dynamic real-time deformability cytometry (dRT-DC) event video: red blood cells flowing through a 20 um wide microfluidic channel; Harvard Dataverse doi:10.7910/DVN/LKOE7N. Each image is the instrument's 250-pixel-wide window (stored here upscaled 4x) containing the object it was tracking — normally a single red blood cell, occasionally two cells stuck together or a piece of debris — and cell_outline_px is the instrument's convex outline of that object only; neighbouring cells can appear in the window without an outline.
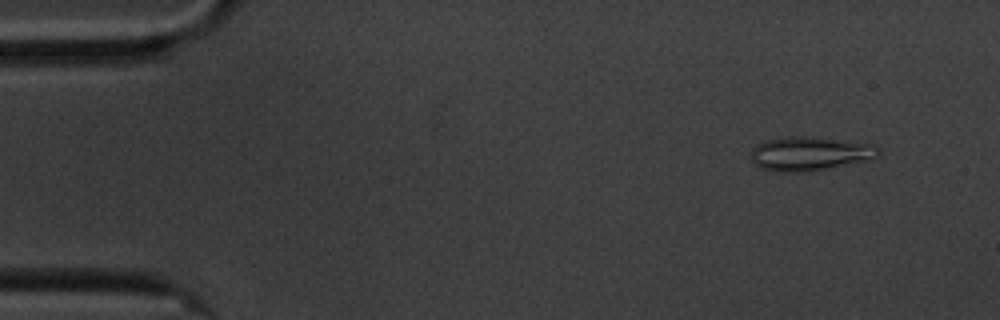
{"species": "common noctule bat (a hibernating species)", "species_latin": "Nyctalus noctula", "temperature_condition": "cold", "stored_images_in_passage": 58, "camera_frame_rate_fps": 3000, "um_per_image_px": 0.085, "animal": {"sex": "male", "body_mass_g": 20.1, "forearm_length_mm": 53.5}, "frame": {"image": 1, "passage_image": 5, "time_ms": 1.333, "image_size_px": [1000, 320], "cell_outline_px": [[880, 152], [876, 156], [864, 160], [808, 172], [780, 172], [760, 168], [752, 160], [752, 148], [756, 144], [764, 140], [784, 136], [812, 136], [868, 144], [880, 148]], "centroid_in_image_um": [68.74, 13.04], "position_along_channel_um": 16.3, "area_um2": 24.97}}
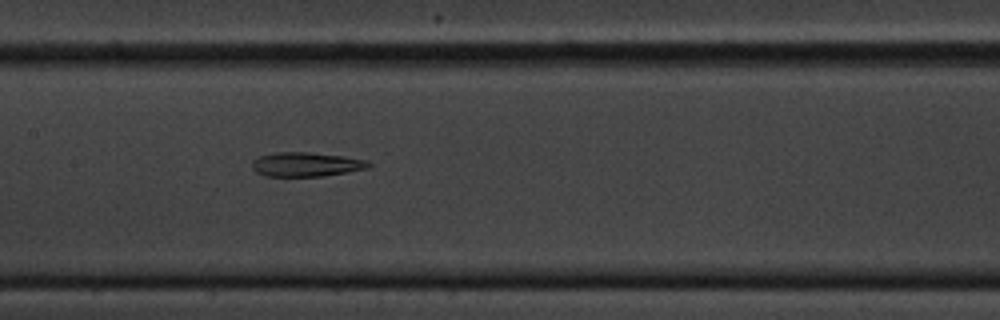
{"frame": {"image": 2, "passage_image": 28, "time_ms": 9.0, "image_size_px": [1000, 320], "cell_outline_px": [[372, 164], [368, 168], [348, 172], [324, 176], [264, 176], [256, 172], [252, 168], [252, 160], [260, 156], [276, 152], [308, 152], [344, 156], [368, 160]], "centroid_in_image_um": [26.03, 13.97], "position_along_channel_um": 181.4, "area_um2": 16.59}}
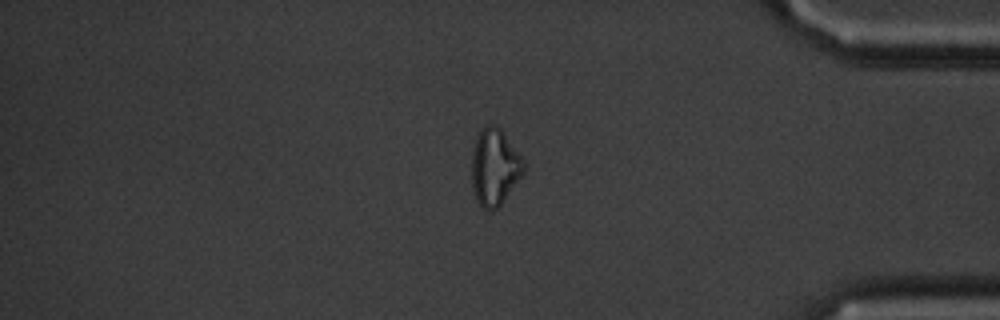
{"frame": {"image": 3, "passage_image": 49, "time_ms": 16.0, "image_size_px": [1000, 320], "cell_outline_px": [[524, 172], [500, 204], [492, 212], [488, 212], [476, 200], [472, 188], [472, 152], [476, 136], [480, 128], [488, 124], [496, 124], [504, 132], [524, 160]], "centroid_in_image_um": [42.02, 14.17], "position_along_channel_um": 393.2, "area_um2": 23.29}, "authors_computed_cell_mechanics": {"area_um2": 20.23, "velocity_mm_per_s": 3.4, "shape_relaxation_time_tau1_ms": null, "shape_relaxation_time_tau2_ms": 4.2947, "deformation_change_tau1": null, "deformation_change_tau2": 0.1323}}